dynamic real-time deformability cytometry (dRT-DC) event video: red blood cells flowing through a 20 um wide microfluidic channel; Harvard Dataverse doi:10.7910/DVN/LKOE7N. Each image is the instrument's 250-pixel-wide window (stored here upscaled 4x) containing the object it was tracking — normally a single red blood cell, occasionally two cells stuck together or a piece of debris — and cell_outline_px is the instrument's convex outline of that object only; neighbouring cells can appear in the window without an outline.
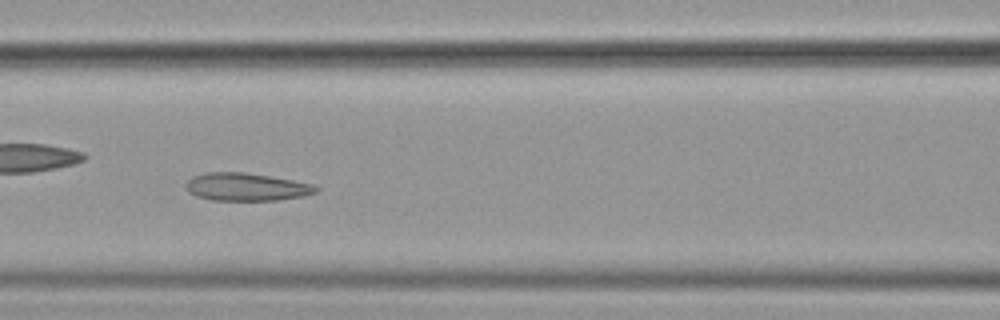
{"species": "common noctule bat (a hibernating species)", "species_latin": "Nyctalus noctula", "temperature_condition": "cold", "stored_images_in_passage": 25, "camera_frame_rate_fps": 3000, "um_per_image_px": 0.085, "animal": {"sex": "female", "body_mass_g": 19.9}, "frame": {"image": 1, "passage_image": 22, "time_ms": 7.0, "image_size_px": [1000, 320], "cell_outline_px": [[320, 188], [316, 192], [304, 196], [280, 200], [212, 200], [196, 196], [188, 192], [188, 180], [192, 176], [208, 172], [244, 172], [292, 180], [312, 184]], "centroid_in_image_um": [20.96, 15.89], "position_along_channel_um": 145.6, "area_um2": 20.92}}